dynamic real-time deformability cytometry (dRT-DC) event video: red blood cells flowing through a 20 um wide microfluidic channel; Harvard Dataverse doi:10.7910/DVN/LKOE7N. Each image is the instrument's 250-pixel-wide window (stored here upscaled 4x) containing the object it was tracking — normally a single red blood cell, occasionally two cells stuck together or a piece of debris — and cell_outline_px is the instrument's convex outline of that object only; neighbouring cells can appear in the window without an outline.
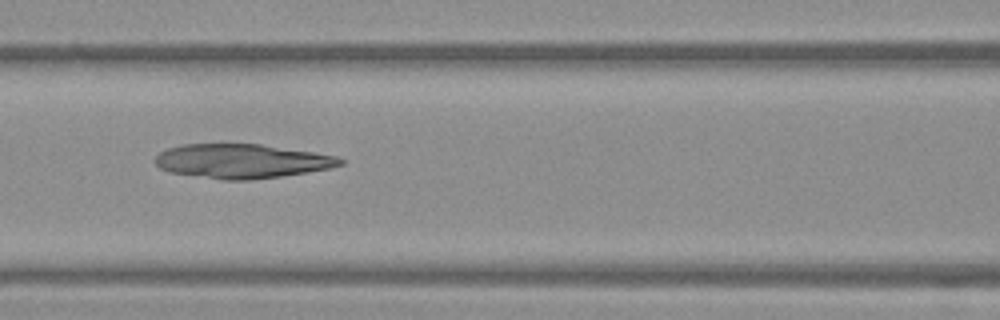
{"species": "Egyptian fruit bat (a non-hibernating species)", "species_latin": "Rousettus aegyptiacus", "temperature_condition": "warm", "stored_images_in_passage": 32, "camera_frame_rate_fps": 3000, "um_per_image_px": 0.085, "frame": {"image": 1, "passage_image": 7, "time_ms": 2.0, "image_size_px": [1000, 320], "cell_outline_px": [[344, 164], [332, 168], [308, 172], [280, 176], [248, 180], [224, 180], [168, 172], [160, 168], [156, 164], [156, 156], [160, 152], [168, 148], [180, 144], [260, 144], [312, 152], [336, 156], [344, 160]], "centroid_in_image_um": [20.55, 13.7], "position_along_channel_um": 146.1, "area_um2": 36.82}}
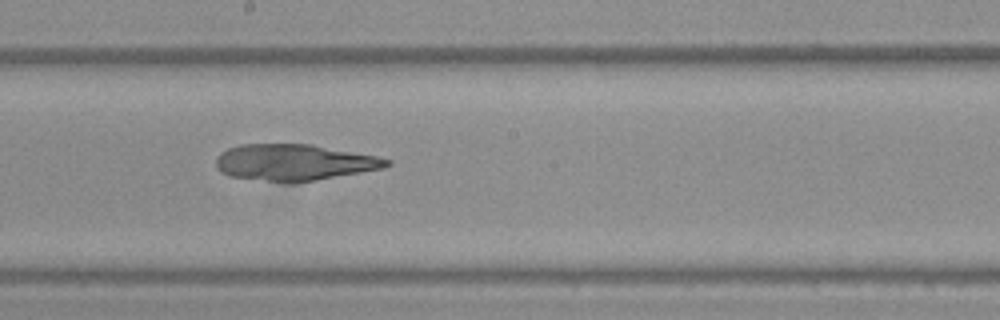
{"frame": {"image": 2, "passage_image": 13, "time_ms": 4.0, "image_size_px": [1000, 320], "cell_outline_px": [[392, 164], [384, 168], [316, 180], [288, 184], [228, 176], [220, 172], [216, 168], [216, 156], [220, 152], [228, 148], [240, 144], [312, 144], [376, 156], [392, 160]], "centroid_in_image_um": [24.97, 13.81], "position_along_channel_um": 223.2, "area_um2": 36.59}}
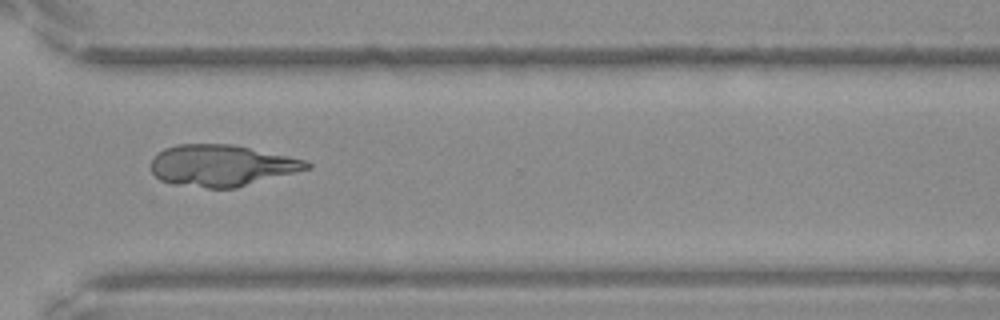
{"frame": {"image": 3, "passage_image": 23, "time_ms": 7.333, "image_size_px": [1000, 320], "cell_outline_px": [[312, 168], [236, 188], [208, 188], [172, 184], [160, 180], [152, 172], [152, 156], [164, 148], [176, 144], [232, 144], [288, 156], [304, 160], [312, 164]], "centroid_in_image_um": [18.82, 14.07], "position_along_channel_um": 351.8, "area_um2": 37.69}}